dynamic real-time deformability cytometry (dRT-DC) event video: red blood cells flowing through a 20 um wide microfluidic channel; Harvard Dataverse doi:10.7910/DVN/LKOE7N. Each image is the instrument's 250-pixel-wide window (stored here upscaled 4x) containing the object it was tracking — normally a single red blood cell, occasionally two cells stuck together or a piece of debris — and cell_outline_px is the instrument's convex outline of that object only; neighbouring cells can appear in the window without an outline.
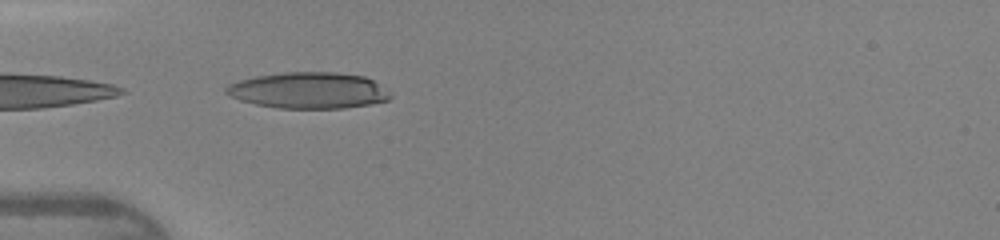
{"species": "human", "species_latin": "Homo sapiens", "temperature_condition": "warm", "stored_images_in_passage": 8, "camera_frame_rate_fps": 3000, "um_per_image_px": 0.085, "donor": {"sex": "female"}, "frame": {"image": 1, "passage_image": 1, "time_ms": 0.0, "image_size_px": [1000, 240], "cell_outline_px": [[392, 96], [388, 100], [368, 104], [344, 108], [276, 108], [256, 104], [240, 100], [224, 92], [224, 88], [228, 84], [240, 80], [256, 76], [284, 72], [336, 72], [364, 76], [372, 80], [392, 92]], "centroid_in_image_um": [26.24, 7.68], "position_along_channel_um": 58.8, "area_um2": 34.68}}